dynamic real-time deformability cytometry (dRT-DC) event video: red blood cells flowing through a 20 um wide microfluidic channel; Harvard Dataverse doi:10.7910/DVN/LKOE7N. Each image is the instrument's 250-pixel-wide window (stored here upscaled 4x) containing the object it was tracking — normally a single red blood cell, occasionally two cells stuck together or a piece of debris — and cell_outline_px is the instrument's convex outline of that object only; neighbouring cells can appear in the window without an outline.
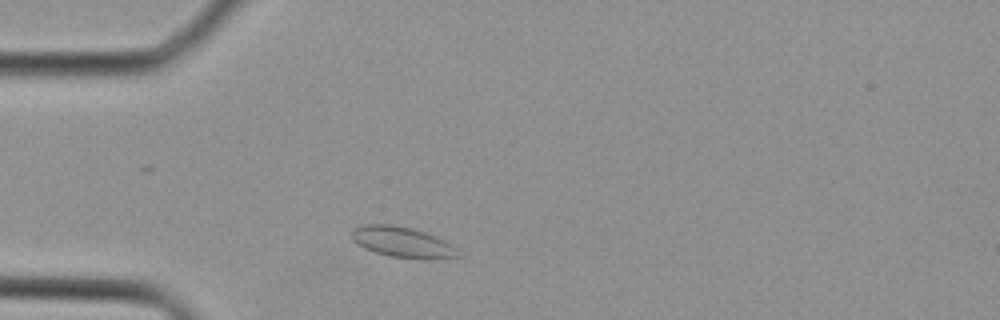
{"species": "Egyptian fruit bat (a non-hibernating species)", "species_latin": "Rousettus aegyptiacus", "temperature_condition": "cold", "stored_images_in_passage": 33, "camera_frame_rate_fps": 3000, "um_per_image_px": 0.085, "animal": {"sex": "female"}, "frame": {"image": 1, "passage_image": 4, "time_ms": 1.0, "image_size_px": [1000, 320], "cell_outline_px": [[460, 256], [432, 260], [424, 260], [392, 256], [376, 252], [364, 248], [356, 244], [352, 240], [352, 228], [364, 224], [392, 224], [424, 232], [436, 236], [452, 244], [456, 248]], "centroid_in_image_um": [34.21, 20.59], "position_along_channel_um": 50.8, "area_um2": 19.07}}
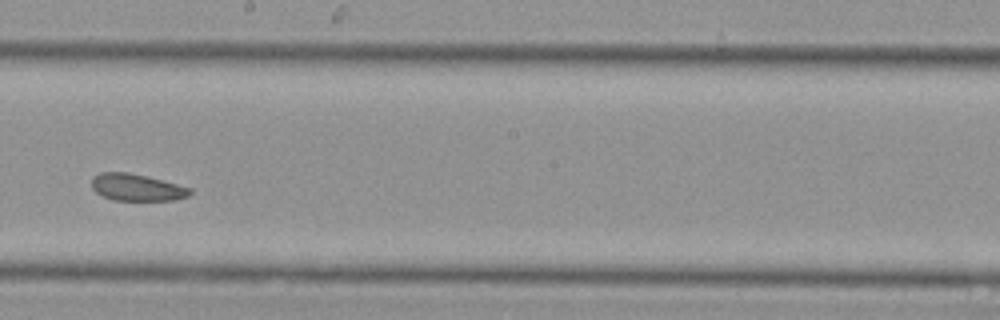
{"frame": {"image": 2, "passage_image": 16, "time_ms": 5.0, "image_size_px": [1000, 320], "cell_outline_px": [[192, 192], [188, 196], [176, 200], [112, 200], [96, 192], [92, 188], [92, 176], [100, 172], [128, 172], [192, 188]], "centroid_in_image_um": [11.61, 15.93], "position_along_channel_um": 236.6, "area_um2": 15.32}}
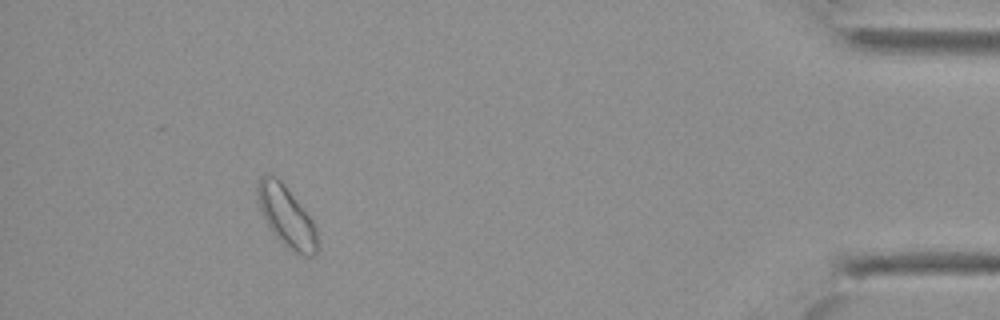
{"frame": {"image": 3, "passage_image": 30, "time_ms": 9.667, "image_size_px": [1000, 320], "cell_outline_px": [[316, 252], [312, 256], [304, 256], [296, 252], [284, 244], [272, 232], [260, 208], [256, 192], [256, 188], [260, 176], [264, 172], [272, 172], [280, 180], [312, 220], [316, 228]], "centroid_in_image_um": [24.3, 18.32], "position_along_channel_um": 410.9, "area_um2": 20.69}}